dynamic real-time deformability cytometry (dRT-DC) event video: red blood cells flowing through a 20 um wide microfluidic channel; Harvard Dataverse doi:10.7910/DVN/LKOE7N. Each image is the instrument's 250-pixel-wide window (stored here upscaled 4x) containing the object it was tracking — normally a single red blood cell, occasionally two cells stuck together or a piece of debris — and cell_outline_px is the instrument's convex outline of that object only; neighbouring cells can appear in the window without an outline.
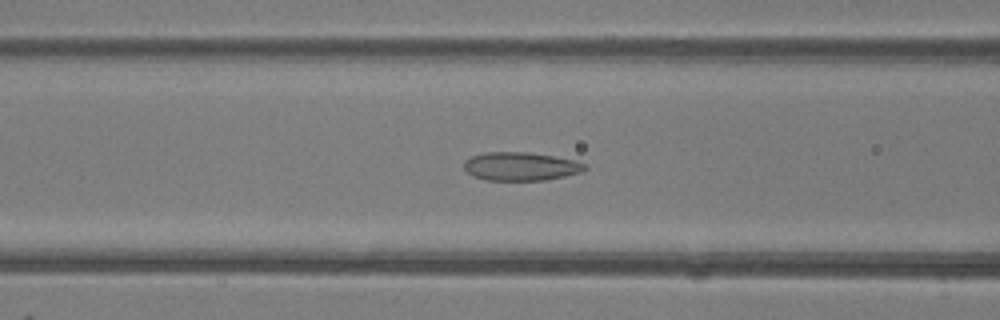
{"species": "common noctule bat (a hibernating species)", "species_latin": "Nyctalus noctula", "temperature_condition": "room temperature", "stored_images_in_passage": 43, "camera_frame_rate_fps": 3000, "um_per_image_px": 0.085, "animal": {"sex": "female"}, "frame": {"image": 1, "passage_image": 19, "time_ms": 6.0, "image_size_px": [1000, 320], "cell_outline_px": [[588, 168], [580, 172], [564, 176], [544, 180], [488, 180], [472, 176], [464, 168], [464, 160], [472, 156], [484, 152], [528, 152], [552, 156], [572, 160], [588, 164]], "centroid_in_image_um": [44.24, 14.14], "position_along_channel_um": 122.4, "area_um2": 19.94}}
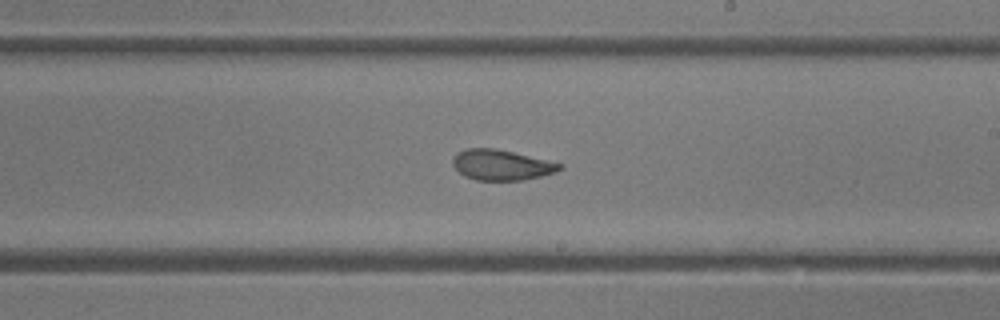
{"frame": {"image": 2, "passage_image": 28, "time_ms": 9.0, "image_size_px": [1000, 320], "cell_outline_px": [[564, 168], [556, 172], [524, 180], [476, 180], [464, 176], [452, 164], [452, 160], [456, 152], [468, 148], [496, 148], [564, 164]], "centroid_in_image_um": [42.63, 14.02], "position_along_channel_um": 246.4, "area_um2": 19.02}}
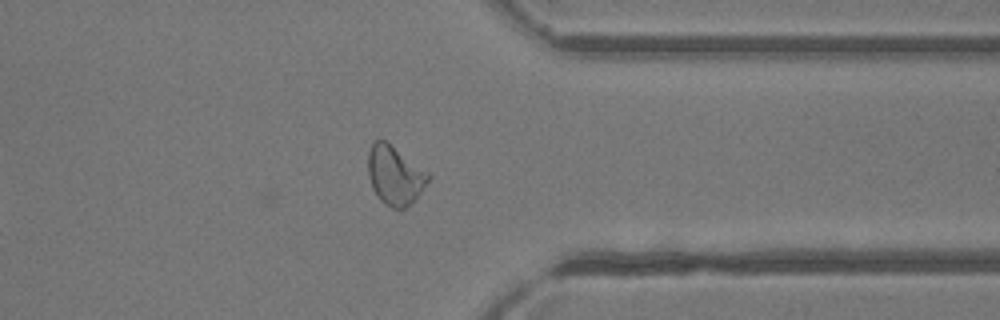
{"frame": {"image": 3, "passage_image": 38, "time_ms": 12.333, "image_size_px": [1000, 320], "cell_outline_px": [[432, 176], [420, 192], [404, 208], [392, 208], [384, 204], [376, 196], [372, 188], [368, 176], [368, 152], [372, 144], [376, 140], [384, 140], [428, 172]], "centroid_in_image_um": [33.53, 14.91], "position_along_channel_um": 377.9, "area_um2": 20.29}, "authors_computed_cell_mechanics": {"area_um2": 20.2878, "velocity_mm_per_s": 4.1353, "shape_relaxation_time_tau1_ms": 6.2812, "shape_relaxation_time_tau2_ms": 1.2025, "deformation_change_tau1": 0.1734, "deformation_change_tau2": 0.0695}}